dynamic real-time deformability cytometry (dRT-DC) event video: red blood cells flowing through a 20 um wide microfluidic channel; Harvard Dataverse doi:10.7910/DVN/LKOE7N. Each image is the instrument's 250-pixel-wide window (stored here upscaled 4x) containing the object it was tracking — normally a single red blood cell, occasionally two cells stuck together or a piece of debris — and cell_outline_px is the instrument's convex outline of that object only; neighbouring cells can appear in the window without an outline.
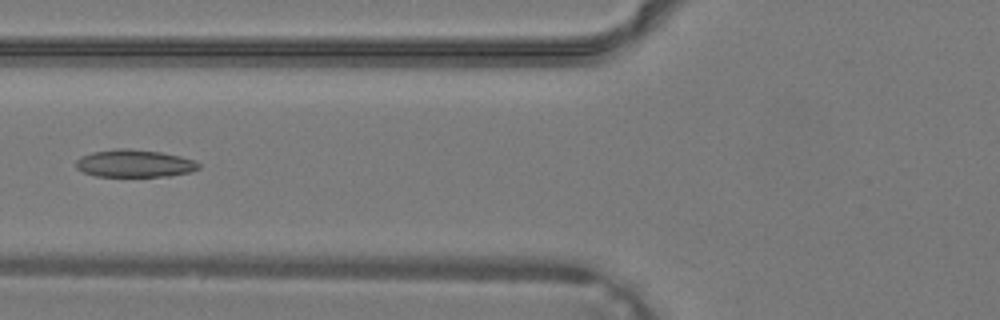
{"species": "common noctule bat (a hibernating species)", "species_latin": "Nyctalus noctula", "temperature_condition": "warm", "stored_images_in_passage": 32, "camera_frame_rate_fps": 3000, "um_per_image_px": 0.085, "animal": {"sex": "male", "body_mass_g": 19.2, "forearm_length_mm": 51.8}, "frame": {"image": 1, "passage_image": 10, "time_ms": 3.0, "image_size_px": [1000, 320], "cell_outline_px": [[200, 168], [192, 172], [168, 176], [96, 176], [84, 172], [76, 168], [76, 160], [80, 156], [92, 152], [116, 148], [128, 148], [160, 152], [180, 156], [196, 160], [200, 164]], "centroid_in_image_um": [11.45, 13.89], "position_along_channel_um": 114.4, "area_um2": 19.83}}
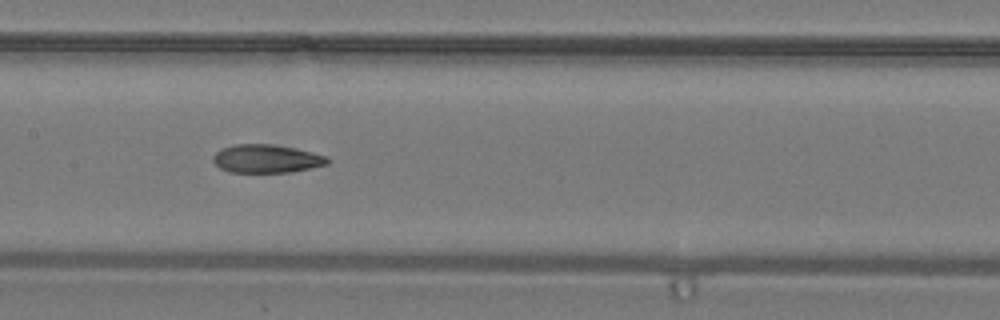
{"frame": {"image": 2, "passage_image": 14, "time_ms": 4.333, "image_size_px": [1000, 320], "cell_outline_px": [[332, 160], [328, 164], [312, 168], [288, 172], [228, 172], [220, 168], [212, 160], [212, 156], [220, 148], [236, 144], [272, 144], [312, 152], [328, 156]], "centroid_in_image_um": [22.66, 13.49], "position_along_channel_um": 184.7, "area_um2": 18.96}}
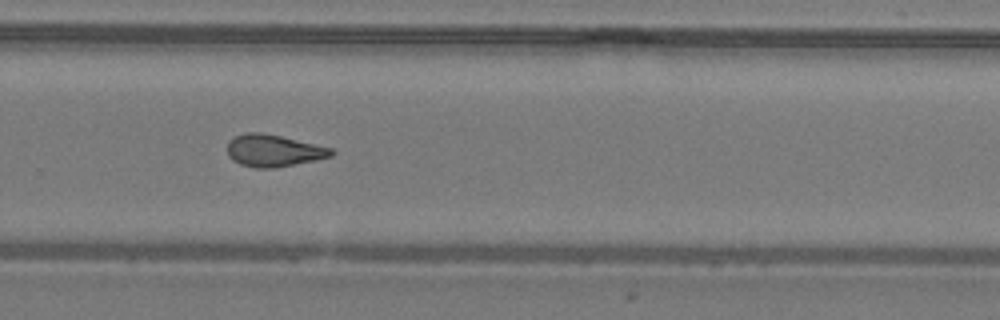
{"frame": {"image": 3, "passage_image": 21, "time_ms": 6.667, "image_size_px": [1000, 320], "cell_outline_px": [[336, 152], [332, 156], [316, 160], [276, 168], [256, 168], [240, 164], [232, 160], [228, 156], [228, 140], [244, 132], [260, 132], [280, 136], [332, 148]], "centroid_in_image_um": [23.24, 12.81], "position_along_channel_um": 306.6, "area_um2": 19.48}}